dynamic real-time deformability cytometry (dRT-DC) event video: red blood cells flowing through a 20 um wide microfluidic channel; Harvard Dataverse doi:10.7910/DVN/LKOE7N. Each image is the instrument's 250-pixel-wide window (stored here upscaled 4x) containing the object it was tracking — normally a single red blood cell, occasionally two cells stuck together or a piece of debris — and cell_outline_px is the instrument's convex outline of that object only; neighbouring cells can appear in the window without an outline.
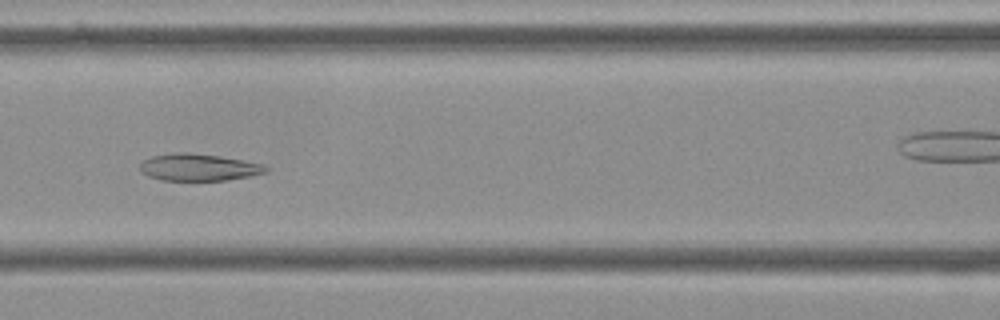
{"species": "Egyptian fruit bat (a non-hibernating species)", "species_latin": "Rousettus aegyptiacus", "temperature_condition": "cold", "stored_images_in_passage": 57, "camera_frame_rate_fps": 3000, "um_per_image_px": 0.085, "frame": {"image": 1, "passage_image": 25, "time_ms": 8.0, "image_size_px": [1000, 320], "cell_outline_px": [[268, 172], [248, 176], [224, 180], [160, 180], [148, 176], [140, 172], [140, 164], [144, 160], [152, 156], [176, 152], [188, 152], [220, 156], [260, 164], [268, 168]], "centroid_in_image_um": [16.82, 14.22], "position_along_channel_um": 149.8, "area_um2": 19.59}}
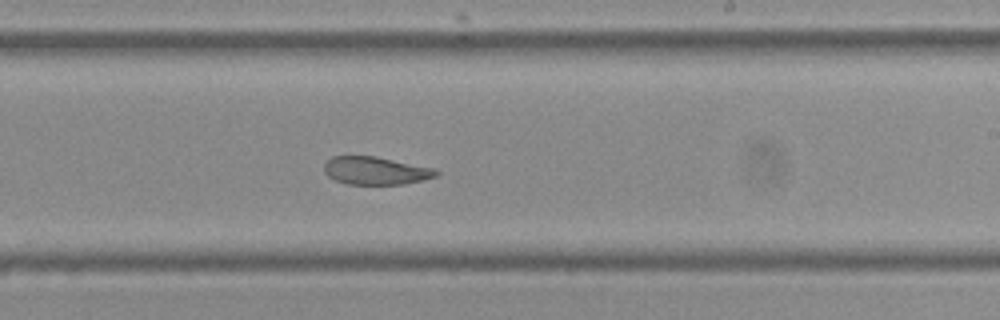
{"frame": {"image": 2, "passage_image": 34, "time_ms": 11.0, "image_size_px": [1000, 320], "cell_outline_px": [[440, 172], [436, 176], [424, 180], [404, 184], [348, 184], [336, 180], [328, 176], [324, 172], [324, 164], [332, 156], [376, 156], [436, 168]], "centroid_in_image_um": [31.96, 14.5], "position_along_channel_um": 257.0, "area_um2": 18.32}}
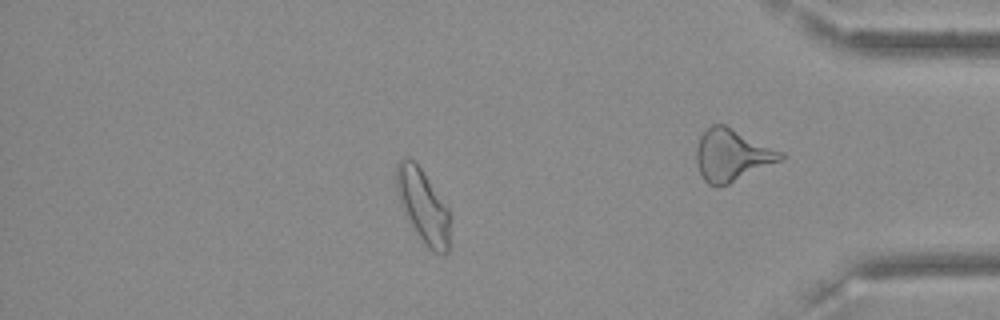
{"frame": {"image": 3, "passage_image": 49, "time_ms": 16.0, "image_size_px": [1000, 320], "cell_outline_px": [[448, 252], [444, 256], [428, 248], [424, 244], [408, 220], [400, 204], [396, 192], [396, 164], [404, 156], [408, 156], [420, 168], [448, 208]], "centroid_in_image_um": [35.91, 17.49], "position_along_channel_um": 399.3, "area_um2": 22.54}, "authors_computed_cell_mechanics": {"area_um2": 22.4264, "velocity_mm_per_s": 3.5936, "shape_relaxation_time_tau1_ms": null, "shape_relaxation_time_tau2_ms": 2.3892, "deformation_change_tau1": null, "deformation_change_tau2": 0.0856}}